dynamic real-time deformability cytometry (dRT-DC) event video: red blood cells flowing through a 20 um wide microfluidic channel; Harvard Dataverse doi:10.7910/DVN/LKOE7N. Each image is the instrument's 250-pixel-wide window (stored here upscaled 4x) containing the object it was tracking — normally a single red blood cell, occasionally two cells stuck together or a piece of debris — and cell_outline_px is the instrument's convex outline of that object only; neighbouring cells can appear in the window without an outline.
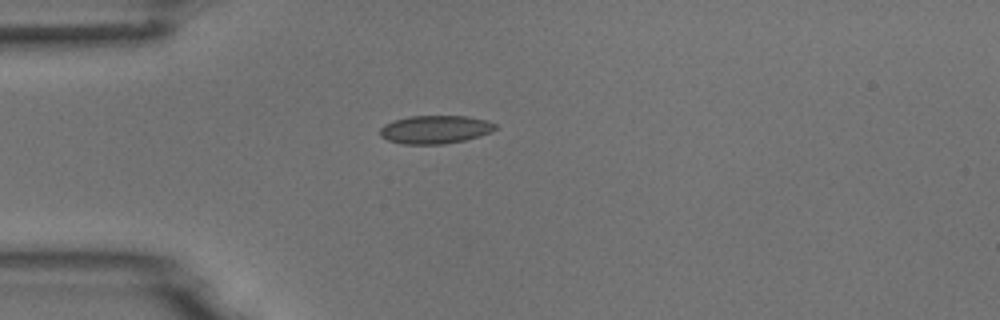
{"species": "common noctule bat (a hibernating species)", "species_latin": "Nyctalus noctula", "temperature_condition": "room temperature", "stored_images_in_passage": 2, "camera_frame_rate_fps": 3000, "um_per_image_px": 0.085, "animal": {"sex": "male", "body_mass_g": 18.8}, "frame": {"image": 1, "passage_image": 1, "time_ms": 0.0, "image_size_px": [1000, 320], "cell_outline_px": [[496, 128], [492, 132], [480, 136], [464, 140], [444, 144], [404, 144], [388, 140], [380, 136], [380, 128], [384, 124], [392, 120], [408, 116], [468, 116], [484, 120], [496, 124]], "centroid_in_image_um": [36.97, 11.0], "position_along_channel_um": 48.0, "area_um2": 19.02}}